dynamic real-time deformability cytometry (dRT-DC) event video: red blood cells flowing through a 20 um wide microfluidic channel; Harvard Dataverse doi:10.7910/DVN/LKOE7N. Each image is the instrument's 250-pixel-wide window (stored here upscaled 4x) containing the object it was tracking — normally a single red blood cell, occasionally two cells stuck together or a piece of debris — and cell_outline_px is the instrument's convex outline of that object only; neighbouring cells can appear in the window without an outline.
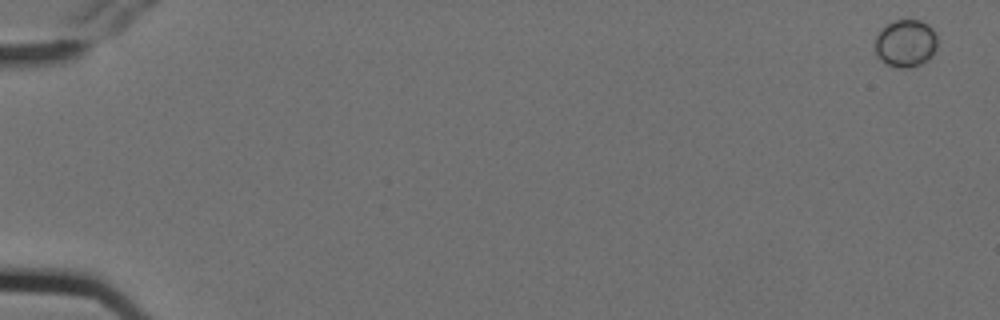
{"species": "Egyptian fruit bat (a non-hibernating species)", "species_latin": "Rousettus aegyptiacus", "temperature_condition": "cold", "stored_images_in_passage": 6, "camera_frame_rate_fps": 3000, "um_per_image_px": 0.085, "animal": {"sex": "female"}, "frame": {"image": 1, "passage_image": 1, "time_ms": 0.0, "image_size_px": [1000, 320], "cell_outline_px": [[936, 48], [932, 56], [928, 60], [920, 64], [908, 68], [896, 68], [884, 64], [876, 56], [876, 36], [892, 20], [920, 20], [928, 24], [932, 28], [936, 36]], "centroid_in_image_um": [76.98, 3.7], "position_along_channel_um": 8.0, "area_um2": 17.34}}
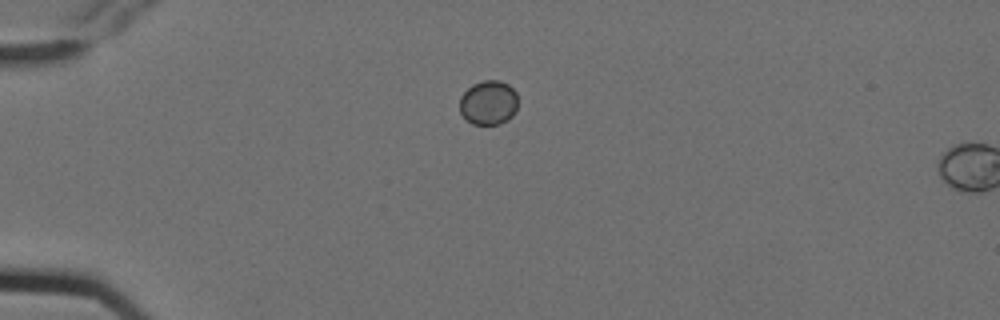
{"frame": {"image": 2, "passage_image": 5, "time_ms": 1.333, "image_size_px": [1000, 320], "cell_outline_px": [[516, 112], [508, 120], [500, 124], [472, 124], [460, 112], [460, 96], [472, 84], [484, 80], [500, 80], [508, 84], [516, 92]], "centroid_in_image_um": [41.52, 8.72], "position_along_channel_um": 43.5, "area_um2": 15.09}}